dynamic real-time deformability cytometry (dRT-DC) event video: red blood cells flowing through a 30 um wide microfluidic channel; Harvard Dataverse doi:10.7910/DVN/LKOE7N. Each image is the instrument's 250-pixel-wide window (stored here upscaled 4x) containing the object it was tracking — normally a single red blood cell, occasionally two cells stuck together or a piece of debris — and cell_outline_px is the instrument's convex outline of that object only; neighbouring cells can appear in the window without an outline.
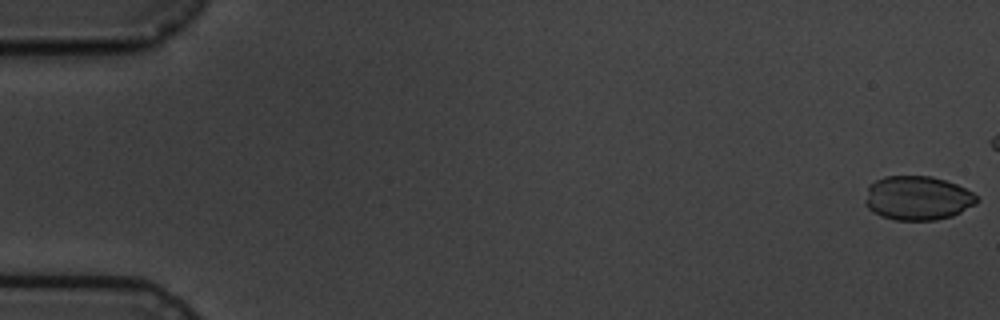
{"species": "common noctule bat (a hibernating species)", "species_latin": "Nyctalus noctula", "temperature_condition": "cold", "stored_images_in_passage": 8, "segment_of_instrument_passage": [1, 2], "camera_frame_rate_fps": 3000, "um_per_image_px": 0.085, "animal": {"sex": "male", "body_mass_g": 19.5, "forearm_length_mm": 54.6}, "frame": {"image": 1, "passage_image": 1, "time_ms": 0.0, "image_size_px": [1000, 320], "cell_outline_px": [[980, 200], [976, 204], [952, 216], [936, 220], [896, 220], [880, 216], [872, 212], [864, 204], [864, 200], [868, 184], [884, 176], [932, 176], [956, 184], [972, 192]], "centroid_in_image_um": [77.96, 16.84], "position_along_channel_um": 7.0, "area_um2": 28.96}}
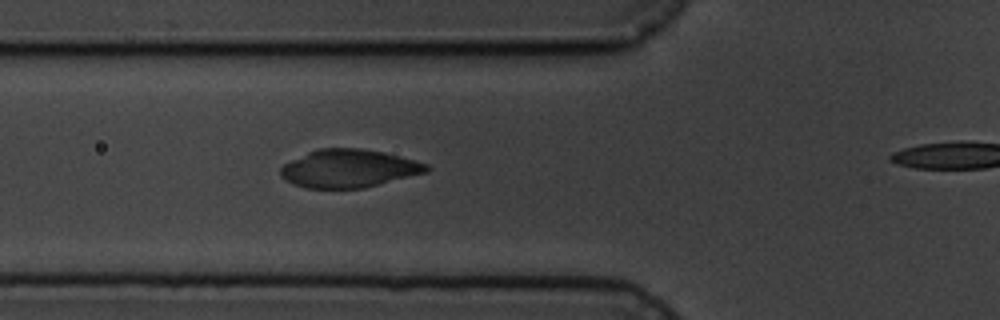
{"frame": {"image": 2, "passage_image": 7, "time_ms": 6.667, "image_size_px": [1000, 320], "cell_outline_px": [[432, 168], [428, 172], [364, 188], [304, 188], [280, 176], [280, 168], [284, 164], [316, 148], [360, 148], [384, 152], [428, 164]], "centroid_in_image_um": [29.68, 14.32], "position_along_channel_um": 96.1, "area_um2": 32.25}}